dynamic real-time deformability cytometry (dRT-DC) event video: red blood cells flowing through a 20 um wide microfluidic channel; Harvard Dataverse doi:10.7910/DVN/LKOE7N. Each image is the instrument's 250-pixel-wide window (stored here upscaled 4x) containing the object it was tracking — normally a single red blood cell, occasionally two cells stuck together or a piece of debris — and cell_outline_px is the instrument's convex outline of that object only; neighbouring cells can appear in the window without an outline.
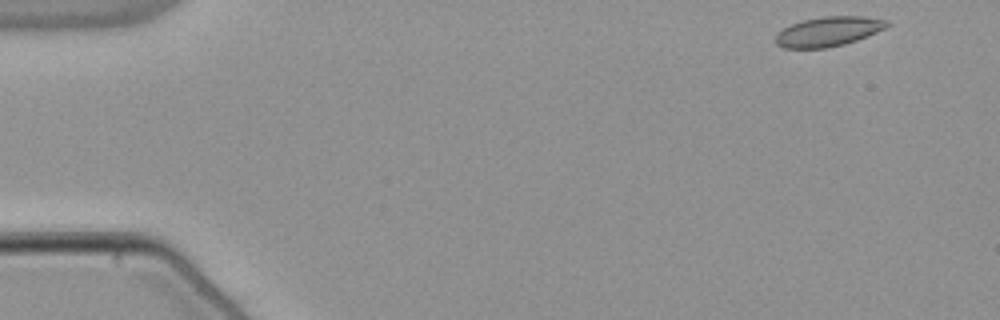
{"species": "common noctule bat (a hibernating species)", "species_latin": "Nyctalus noctula", "temperature_condition": "warm", "stored_images_in_passage": 13, "camera_frame_rate_fps": 3000, "um_per_image_px": 0.085, "animal": {"sex": "male", "body_mass_g": 21.5, "forearm_length_mm": 52.0}, "frame": {"image": 1, "passage_image": 1, "time_ms": 0.0, "image_size_px": [1000, 320], "cell_outline_px": [[892, 24], [868, 36], [844, 44], [828, 48], [784, 48], [776, 44], [776, 32], [792, 24], [804, 20], [824, 16], [864, 16], [888, 20]], "centroid_in_image_um": [70.43, 2.67], "position_along_channel_um": 14.6, "area_um2": 19.25}}
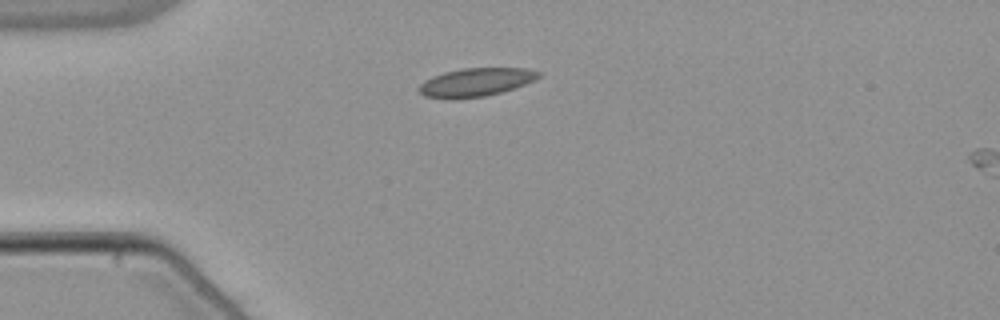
{"frame": {"image": 2, "passage_image": 11, "time_ms": 3.333, "image_size_px": [1000, 320], "cell_outline_px": [[540, 76], [524, 84], [500, 92], [484, 96], [452, 100], [448, 100], [424, 96], [416, 88], [424, 80], [432, 76], [444, 72], [464, 68], [528, 68], [540, 72]], "centroid_in_image_um": [40.36, 7.0], "position_along_channel_um": 44.6, "area_um2": 19.83}}